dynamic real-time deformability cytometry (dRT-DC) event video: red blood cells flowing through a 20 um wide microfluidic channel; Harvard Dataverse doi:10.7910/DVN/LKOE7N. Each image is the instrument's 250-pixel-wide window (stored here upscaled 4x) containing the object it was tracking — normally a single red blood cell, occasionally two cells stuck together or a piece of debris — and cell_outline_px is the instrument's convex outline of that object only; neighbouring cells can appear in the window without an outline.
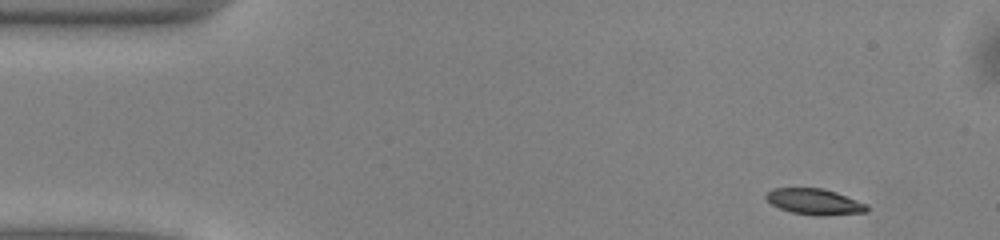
{"species": "common noctule bat (a hibernating species)", "species_latin": "Nyctalus noctula", "temperature_condition": "warm", "stored_images_in_passage": 47, "camera_frame_rate_fps": 3000, "um_per_image_px": 0.085, "animal": {"sex": "male", "body_mass_g": 13.0, "forearm_length_mm": 53.1}, "frame": {"image": 1, "passage_image": 1, "time_ms": 0.0, "image_size_px": [1000, 240], "cell_outline_px": [[868, 212], [824, 216], [816, 216], [792, 212], [780, 208], [772, 204], [764, 196], [772, 188], [824, 188], [836, 192], [868, 204]], "centroid_in_image_um": [69.27, 17.15], "position_along_channel_um": 15.7, "area_um2": 15.32}}
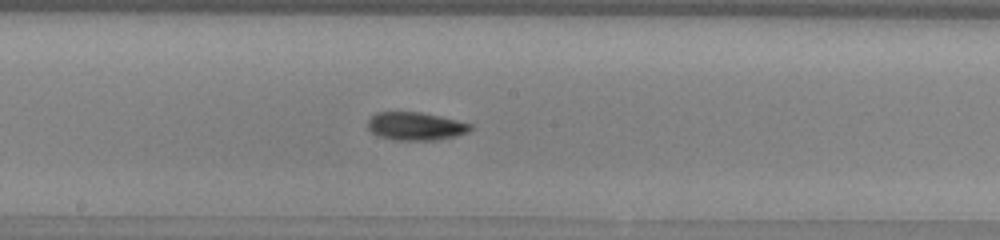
{"frame": {"image": 2, "passage_image": 23, "time_ms": 7.333, "image_size_px": [1000, 240], "cell_outline_px": [[472, 128], [468, 132], [456, 136], [432, 140], [392, 140], [376, 136], [368, 128], [368, 120], [376, 112], [420, 112], [456, 120], [472, 124]], "centroid_in_image_um": [35.29, 10.73], "position_along_channel_um": 212.9, "area_um2": 16.76}}
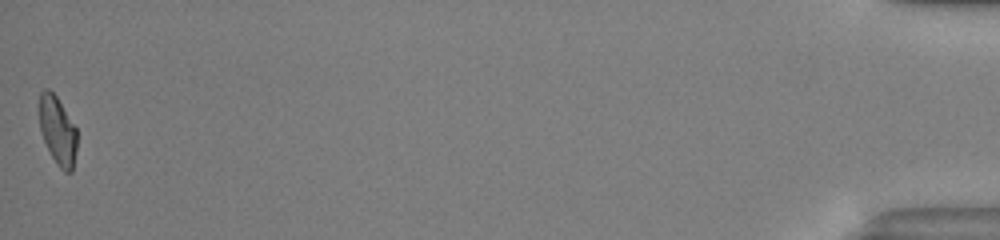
{"frame": {"image": 3, "passage_image": 47, "time_ms": 15.333, "image_size_px": [1000, 240], "cell_outline_px": [[76, 152], [72, 172], [64, 172], [56, 164], [44, 140], [40, 128], [40, 92], [44, 88], [48, 88], [56, 96], [76, 128]], "centroid_in_image_um": [4.9, 11.12], "position_along_channel_um": 430.3, "area_um2": 14.74}, "authors_computed_cell_mechanics": {"area_um2": 16.1262, "velocity_mm_per_s": 4.0378, "shape_relaxation_time_tau1_ms": 3.8945, "shape_relaxation_time_tau2_ms": 3.5345, "deformation_change_tau1": 0.1477, "deformation_change_tau2": 0.0993}}